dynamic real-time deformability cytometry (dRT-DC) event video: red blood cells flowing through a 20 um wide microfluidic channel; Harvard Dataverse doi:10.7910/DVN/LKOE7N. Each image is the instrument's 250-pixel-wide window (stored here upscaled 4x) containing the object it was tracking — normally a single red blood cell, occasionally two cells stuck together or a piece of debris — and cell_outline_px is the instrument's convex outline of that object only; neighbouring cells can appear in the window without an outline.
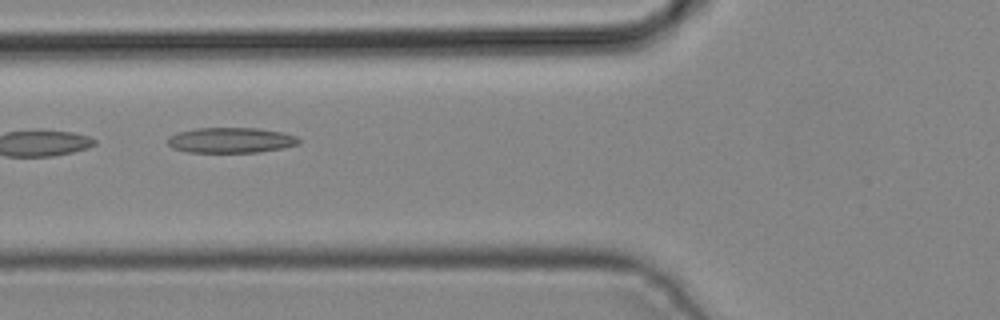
{"species": "common noctule bat (a hibernating species)", "species_latin": "Nyctalus noctula", "temperature_condition": "cold", "stored_images_in_passage": 4, "camera_frame_rate_fps": 3000, "um_per_image_px": 0.085, "animal": {"sex": "male", "body_mass_g": 19.2, "forearm_length_mm": 51.8}, "frame": {"image": 1, "passage_image": 4, "time_ms": 1.0, "image_size_px": [1000, 320], "cell_outline_px": [[300, 144], [284, 148], [260, 152], [188, 152], [172, 148], [168, 144], [168, 136], [176, 132], [196, 128], [260, 128], [280, 132], [296, 136], [300, 140]], "centroid_in_image_um": [19.62, 11.92], "position_along_channel_um": 106.2, "area_um2": 19.54}}